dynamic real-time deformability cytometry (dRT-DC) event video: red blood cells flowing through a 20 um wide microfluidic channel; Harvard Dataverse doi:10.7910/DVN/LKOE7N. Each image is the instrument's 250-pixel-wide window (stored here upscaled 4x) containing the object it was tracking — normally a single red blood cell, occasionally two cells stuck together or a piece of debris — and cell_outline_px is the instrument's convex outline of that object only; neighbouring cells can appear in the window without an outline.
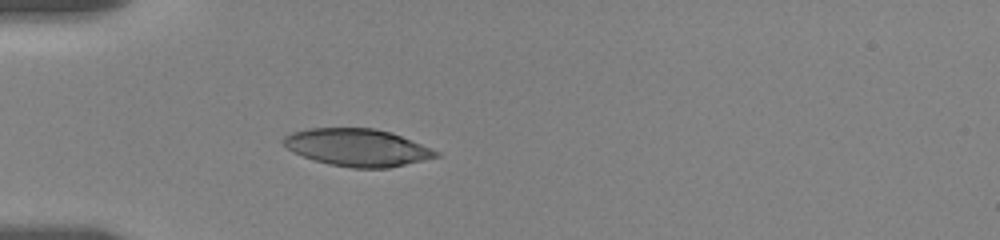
{"species": "human", "species_latin": "Homo sapiens", "temperature_condition": "room temperature", "stored_images_in_passage": 3, "camera_frame_rate_fps": 3000, "um_per_image_px": 0.085, "donor": {"sex": "female"}, "frame": {"image": 1, "passage_image": 3, "time_ms": 1.667, "image_size_px": [1000, 240], "cell_outline_px": [[440, 156], [424, 160], [388, 168], [352, 168], [328, 164], [292, 152], [280, 140], [284, 136], [292, 132], [308, 128], [376, 128], [392, 132], [440, 152]], "centroid_in_image_um": [30.37, 12.53], "position_along_channel_um": 54.6, "area_um2": 33.23}}